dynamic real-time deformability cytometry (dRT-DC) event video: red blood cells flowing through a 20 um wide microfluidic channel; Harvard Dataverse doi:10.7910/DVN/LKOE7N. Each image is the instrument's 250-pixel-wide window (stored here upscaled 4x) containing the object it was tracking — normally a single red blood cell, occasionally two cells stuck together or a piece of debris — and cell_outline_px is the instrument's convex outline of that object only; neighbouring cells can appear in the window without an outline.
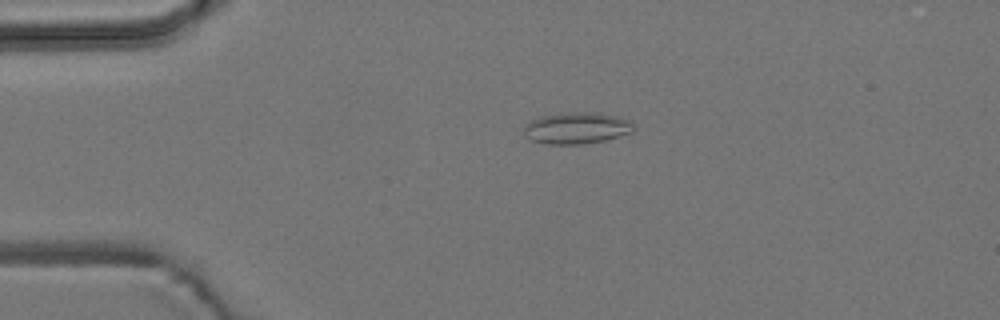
{"species": "common noctule bat (a hibernating species)", "species_latin": "Nyctalus noctula", "temperature_condition": "room temperature", "stored_images_in_passage": 5, "camera_frame_rate_fps": 3000, "um_per_image_px": 0.085, "animal": {"sex": "male", "body_mass_g": 19.2, "forearm_length_mm": 51.8}, "frame": {"image": 1, "passage_image": 4, "time_ms": 3.333, "image_size_px": [1000, 320], "cell_outline_px": [[636, 128], [632, 132], [620, 136], [604, 140], [580, 144], [548, 144], [532, 140], [524, 136], [524, 124], [540, 116], [564, 112], [600, 112], [620, 116], [632, 120]], "centroid_in_image_um": [49.06, 10.86], "position_along_channel_um": 35.9, "area_um2": 20.58}}